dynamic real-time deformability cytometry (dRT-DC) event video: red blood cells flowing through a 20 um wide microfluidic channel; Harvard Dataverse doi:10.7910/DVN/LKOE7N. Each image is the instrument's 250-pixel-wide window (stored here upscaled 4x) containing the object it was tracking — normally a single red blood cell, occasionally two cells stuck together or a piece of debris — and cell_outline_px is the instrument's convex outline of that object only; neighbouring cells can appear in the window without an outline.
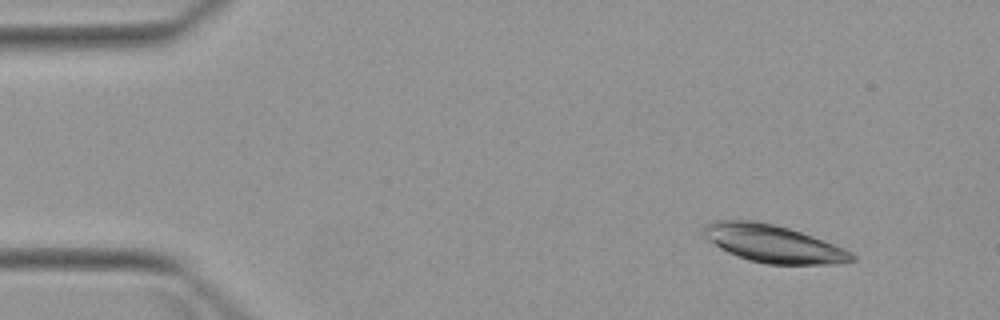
{"species": "Egyptian fruit bat (a non-hibernating species)", "species_latin": "Rousettus aegyptiacus", "temperature_condition": "warm", "stored_images_in_passage": 2, "camera_frame_rate_fps": 3000, "um_per_image_px": 0.085, "animal": {"sex": "female"}, "frame": {"image": 1, "passage_image": 1, "time_ms": 0.0, "image_size_px": [1000, 320], "cell_outline_px": [[856, 260], [832, 264], [768, 264], [748, 260], [728, 252], [720, 248], [704, 236], [704, 228], [708, 224], [716, 220], [756, 220], [776, 224], [812, 236], [844, 248], [852, 252], [856, 256]], "centroid_in_image_um": [65.75, 20.71], "position_along_channel_um": 19.3, "area_um2": 32.19}}